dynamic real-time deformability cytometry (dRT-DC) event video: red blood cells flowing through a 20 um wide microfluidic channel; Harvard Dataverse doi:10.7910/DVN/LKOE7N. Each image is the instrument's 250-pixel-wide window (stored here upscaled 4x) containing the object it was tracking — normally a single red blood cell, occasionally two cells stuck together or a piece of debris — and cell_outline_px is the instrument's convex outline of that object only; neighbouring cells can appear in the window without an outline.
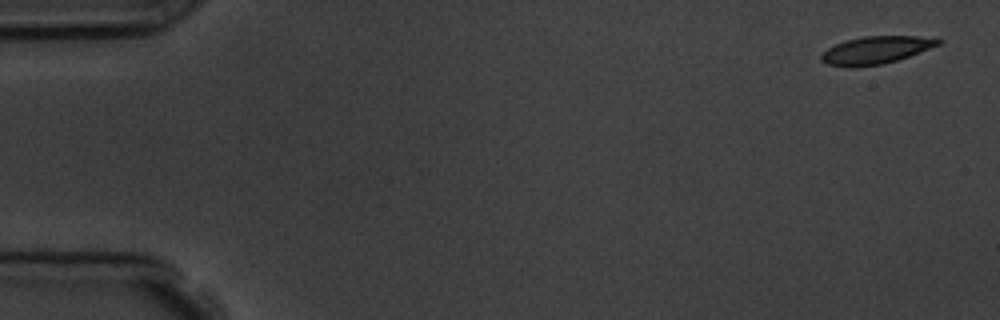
{"species": "common noctule bat (a hibernating species)", "species_latin": "Nyctalus noctula", "temperature_condition": "room temperature", "stored_images_in_passage": 4, "camera_frame_rate_fps": 3000, "um_per_image_px": 0.085, "animal": {"sex": "male", "body_mass_g": 19.5, "forearm_length_mm": 54.6}, "frame": {"image": 1, "passage_image": 1, "time_ms": 0.0, "image_size_px": [1000, 320], "cell_outline_px": [[944, 40], [940, 44], [908, 56], [896, 60], [880, 64], [852, 68], [848, 68], [828, 64], [820, 60], [820, 56], [828, 48], [844, 40], [864, 36], [940, 36]], "centroid_in_image_um": [74.49, 4.24], "position_along_channel_um": 10.5, "area_um2": 18.96}}